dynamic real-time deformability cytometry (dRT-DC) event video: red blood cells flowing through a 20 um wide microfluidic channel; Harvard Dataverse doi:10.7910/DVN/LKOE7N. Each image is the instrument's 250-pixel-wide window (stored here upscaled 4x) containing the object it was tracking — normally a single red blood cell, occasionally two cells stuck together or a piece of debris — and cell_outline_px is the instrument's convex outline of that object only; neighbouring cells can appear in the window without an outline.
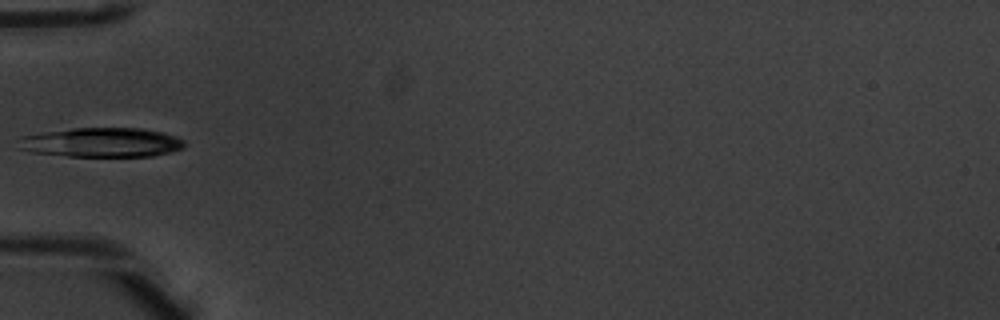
{"species": "common noctule bat (a hibernating species)", "species_latin": "Nyctalus noctula", "temperature_condition": "warm", "stored_images_in_passage": 4, "camera_frame_rate_fps": 3000, "um_per_image_px": 0.085, "animal": {"sex": "male", "body_mass_g": 20.1, "forearm_length_mm": 53.5}, "frame": {"image": 1, "passage_image": 3, "time_ms": 0.667, "image_size_px": [1000, 320], "cell_outline_px": [[184, 148], [172, 152], [152, 156], [68, 156], [32, 152], [16, 148], [20, 136], [44, 132], [72, 128], [140, 128], [164, 132], [176, 136], [184, 140]], "centroid_in_image_um": [8.63, 12.1], "position_along_channel_um": 76.4, "area_um2": 28.67}}